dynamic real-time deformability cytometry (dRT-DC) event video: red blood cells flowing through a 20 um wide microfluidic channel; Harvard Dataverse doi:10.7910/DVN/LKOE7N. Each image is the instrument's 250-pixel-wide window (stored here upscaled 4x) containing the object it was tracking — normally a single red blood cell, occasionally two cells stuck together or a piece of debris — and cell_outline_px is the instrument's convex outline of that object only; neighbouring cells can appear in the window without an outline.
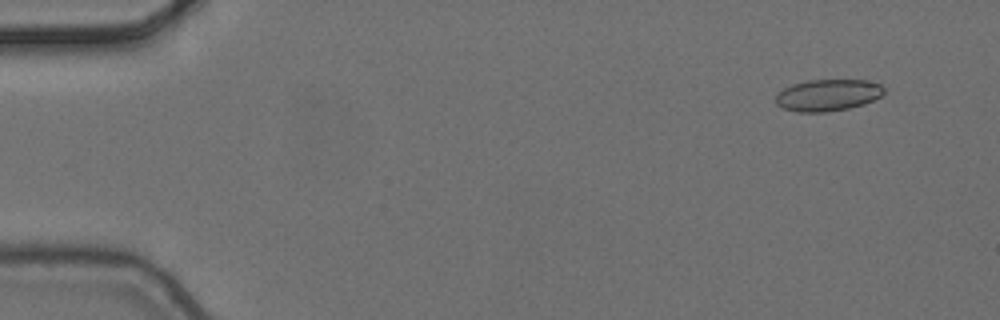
{"species": "common noctule bat (a hibernating species)", "species_latin": "Nyctalus noctula", "temperature_condition": "cold", "stored_images_in_passage": 8, "camera_frame_rate_fps": 3000, "um_per_image_px": 0.085, "animal": {"sex": "female", "body_mass_g": 24.6, "forearm_length_mm": 56.2}, "frame": {"image": 1, "passage_image": 2, "time_ms": 0.333, "image_size_px": [1000, 320], "cell_outline_px": [[884, 92], [880, 96], [864, 104], [848, 108], [824, 112], [796, 112], [784, 108], [776, 104], [776, 96], [784, 88], [792, 84], [808, 80], [864, 80], [880, 84], [884, 88]], "centroid_in_image_um": [70.35, 8.08], "position_along_channel_um": 14.6, "area_um2": 19.83}}
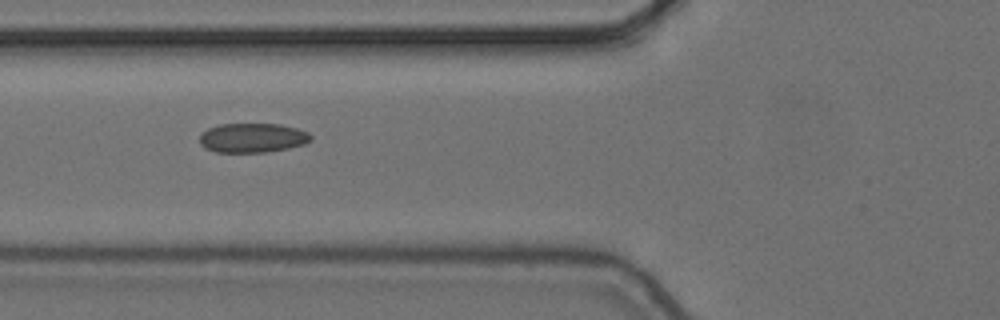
{"frame": {"image": 2, "passage_image": 7, "time_ms": 2.0, "image_size_px": [1000, 320], "cell_outline_px": [[312, 140], [304, 144], [288, 148], [264, 152], [216, 152], [204, 148], [200, 144], [200, 136], [208, 128], [220, 124], [280, 124], [296, 128], [308, 132], [312, 136]], "centroid_in_image_um": [21.47, 11.72], "position_along_channel_um": 104.3, "area_um2": 19.02}}
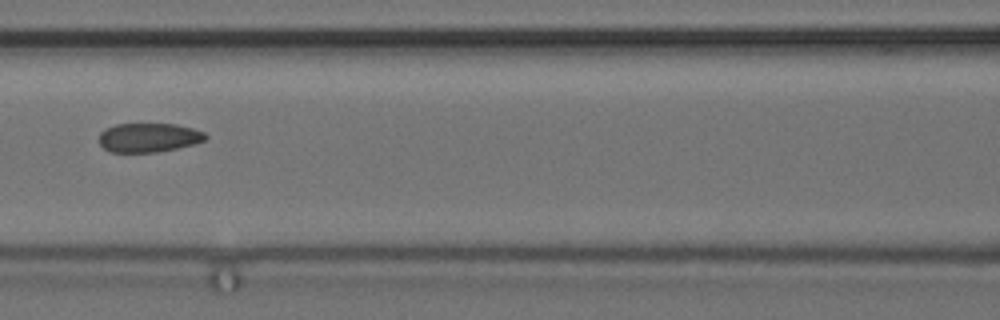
{"frame": {"image": 3, "passage_image": 8, "time_ms": 2.333, "image_size_px": [1000, 320], "cell_outline_px": [[208, 136], [204, 140], [192, 144], [176, 148], [156, 152], [108, 152], [100, 144], [100, 132], [104, 128], [116, 124], [176, 124], [192, 128], [204, 132]], "centroid_in_image_um": [12.61, 11.69], "position_along_channel_um": 154.0, "area_um2": 17.98}}